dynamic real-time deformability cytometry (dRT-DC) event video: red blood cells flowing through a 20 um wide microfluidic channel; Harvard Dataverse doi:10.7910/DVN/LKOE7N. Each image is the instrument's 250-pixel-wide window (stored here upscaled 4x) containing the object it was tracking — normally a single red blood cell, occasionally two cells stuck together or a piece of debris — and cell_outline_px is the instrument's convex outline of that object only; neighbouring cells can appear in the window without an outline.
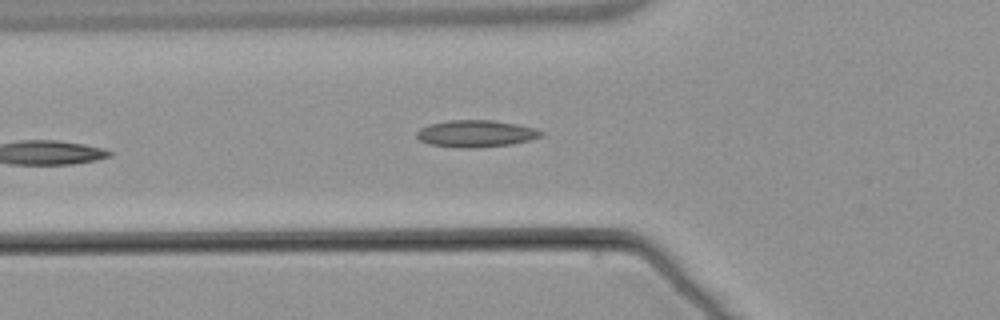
{"species": "common noctule bat (a hibernating species)", "species_latin": "Nyctalus noctula", "temperature_condition": "warm", "stored_images_in_passage": 7, "camera_frame_rate_fps": 3000, "um_per_image_px": 0.085, "animal": {"sex": "male", "body_mass_g": 21.5, "forearm_length_mm": 52.0}, "frame": {"image": 1, "passage_image": 7, "time_ms": 8.333, "image_size_px": [1000, 320], "cell_outline_px": [[544, 132], [540, 136], [528, 140], [512, 144], [472, 148], [456, 148], [428, 144], [420, 140], [416, 136], [416, 132], [420, 128], [428, 124], [448, 120], [492, 120], [516, 124], [536, 128]], "centroid_in_image_um": [40.4, 11.36], "position_along_channel_um": 85.4, "area_um2": 19.59}}